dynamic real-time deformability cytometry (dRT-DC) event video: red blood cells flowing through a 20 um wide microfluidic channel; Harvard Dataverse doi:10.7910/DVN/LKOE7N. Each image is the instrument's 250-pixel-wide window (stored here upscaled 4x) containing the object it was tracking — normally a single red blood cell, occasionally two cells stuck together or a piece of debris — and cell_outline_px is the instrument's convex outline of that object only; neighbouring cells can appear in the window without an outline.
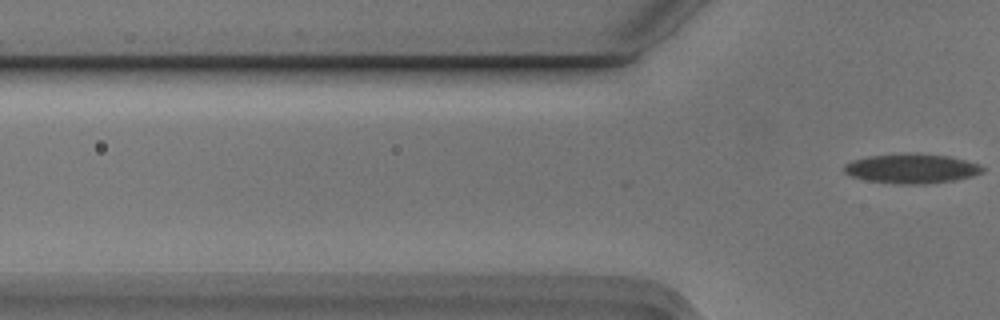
{"species": "Egyptian fruit bat (a non-hibernating species)", "species_latin": "Rousettus aegyptiacus", "temperature_condition": "cold", "stored_images_in_passage": 3, "camera_frame_rate_fps": 3000, "um_per_image_px": 0.085, "animal": {"sex": "male"}, "frame": {"image": 1, "passage_image": 3, "time_ms": 0.667, "image_size_px": [1000, 320], "cell_outline_px": [[984, 172], [972, 176], [952, 180], [924, 184], [896, 184], [868, 180], [852, 176], [844, 172], [844, 164], [852, 160], [868, 156], [904, 152], [916, 152], [948, 156], [980, 164], [984, 168]], "centroid_in_image_um": [77.48, 14.31], "position_along_channel_um": 48.3, "area_um2": 24.04}}